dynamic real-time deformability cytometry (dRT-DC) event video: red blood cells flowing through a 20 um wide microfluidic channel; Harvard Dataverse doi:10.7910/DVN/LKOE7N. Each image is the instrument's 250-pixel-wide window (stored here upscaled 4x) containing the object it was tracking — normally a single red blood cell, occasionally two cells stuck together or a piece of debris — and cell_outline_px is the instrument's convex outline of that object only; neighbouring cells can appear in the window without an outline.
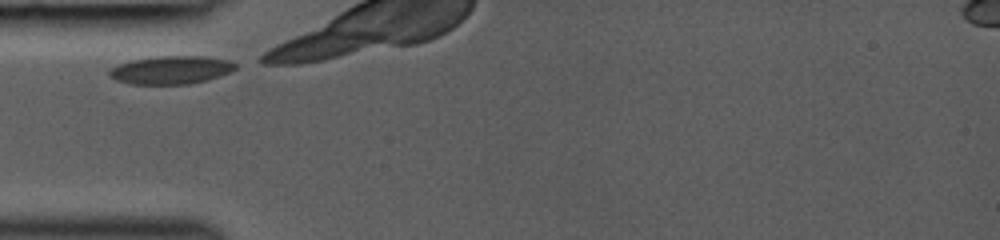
{"species": "common noctule bat (a hibernating species)", "species_latin": "Nyctalus noctula", "temperature_condition": "room temperature", "stored_images_in_passage": 7, "camera_frame_rate_fps": 3000, "um_per_image_px": 0.085, "animal": {"sex": "female", "body_mass_g": 19.0, "forearm_length_mm": 53.3}, "frame": {"image": 1, "passage_image": 1, "time_ms": 0.0, "image_size_px": [1000, 240], "cell_outline_px": [[236, 68], [228, 72], [208, 80], [188, 84], [128, 84], [116, 80], [108, 76], [108, 72], [112, 68], [120, 64], [132, 60], [156, 56], [204, 56], [228, 60], [236, 64]], "centroid_in_image_um": [14.51, 5.95], "position_along_channel_um": 70.5, "area_um2": 20.58}}